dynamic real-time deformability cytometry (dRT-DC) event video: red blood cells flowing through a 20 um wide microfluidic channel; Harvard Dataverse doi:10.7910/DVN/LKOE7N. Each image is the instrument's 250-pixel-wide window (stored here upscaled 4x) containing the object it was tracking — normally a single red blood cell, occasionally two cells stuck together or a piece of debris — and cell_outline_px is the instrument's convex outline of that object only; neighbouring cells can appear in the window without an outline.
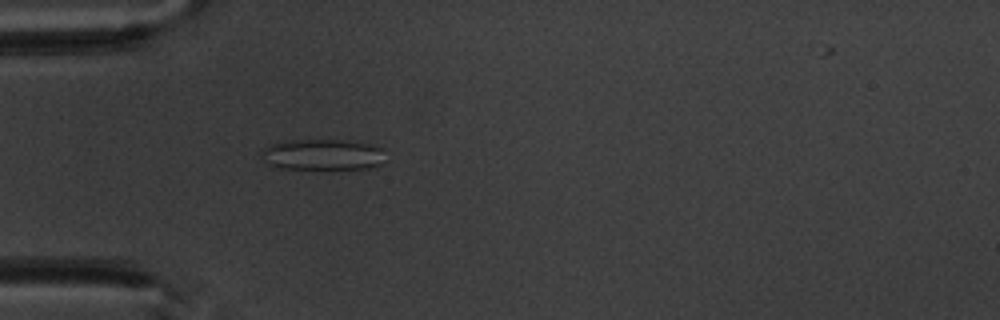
{"species": "common noctule bat (a hibernating species)", "species_latin": "Nyctalus noctula", "temperature_condition": "warm", "stored_images_in_passage": 4, "camera_frame_rate_fps": 3000, "um_per_image_px": 0.085, "animal": {"sex": "male", "body_mass_g": 20.1, "forearm_length_mm": 53.5}, "frame": {"image": 1, "passage_image": 4, "time_ms": 4.333, "image_size_px": [1000, 320], "cell_outline_px": [[380, 164], [368, 168], [276, 168], [268, 164], [260, 152], [268, 144], [292, 140], [348, 140], [368, 144], [380, 148]], "centroid_in_image_um": [27.32, 13.13], "position_along_channel_um": 57.7, "area_um2": 21.79}}